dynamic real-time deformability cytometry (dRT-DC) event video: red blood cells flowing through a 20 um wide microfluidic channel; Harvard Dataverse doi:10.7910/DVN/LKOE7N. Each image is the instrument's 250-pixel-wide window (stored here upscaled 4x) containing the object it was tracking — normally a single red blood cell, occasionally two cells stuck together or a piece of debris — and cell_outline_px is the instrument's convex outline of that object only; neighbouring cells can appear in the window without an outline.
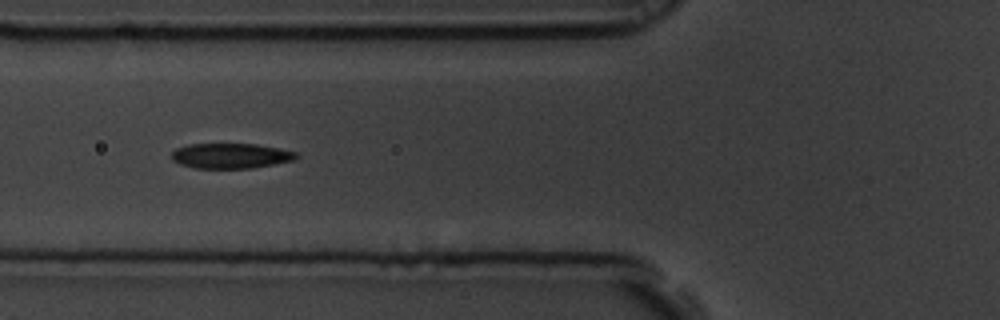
{"species": "common noctule bat (a hibernating species)", "species_latin": "Nyctalus noctula", "temperature_condition": "room temperature", "stored_images_in_passage": 8, "camera_frame_rate_fps": 3000, "um_per_image_px": 0.085, "animal": {"sex": "male", "body_mass_g": 19.5, "forearm_length_mm": 54.6}, "frame": {"image": 1, "passage_image": 6, "time_ms": 1.667, "image_size_px": [1000, 320], "cell_outline_px": [[300, 156], [292, 160], [276, 164], [252, 168], [196, 168], [180, 164], [172, 160], [172, 152], [176, 148], [188, 144], [256, 144], [280, 148], [296, 152]], "centroid_in_image_um": [19.62, 13.24], "position_along_channel_um": 106.2, "area_um2": 18.32}}
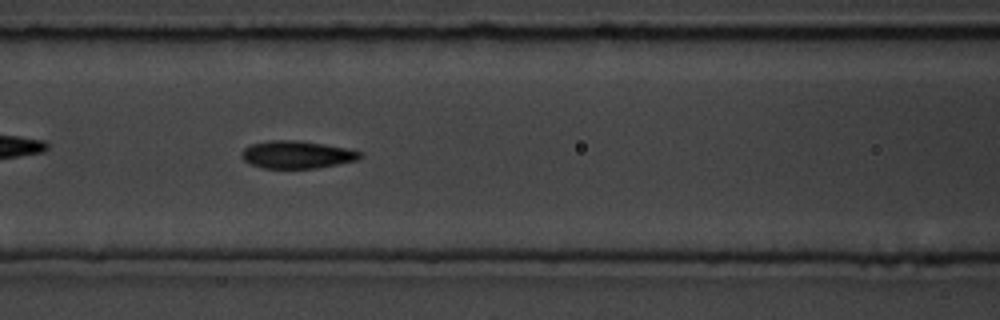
{"frame": {"image": 2, "passage_image": 7, "time_ms": 2.0, "image_size_px": [1000, 320], "cell_outline_px": [[364, 156], [356, 160], [316, 168], [264, 168], [252, 164], [244, 160], [240, 156], [244, 148], [252, 144], [272, 140], [296, 140], [324, 144], [344, 148], [360, 152]], "centroid_in_image_um": [25.21, 13.14], "position_along_channel_um": 141.4, "area_um2": 18.73}}